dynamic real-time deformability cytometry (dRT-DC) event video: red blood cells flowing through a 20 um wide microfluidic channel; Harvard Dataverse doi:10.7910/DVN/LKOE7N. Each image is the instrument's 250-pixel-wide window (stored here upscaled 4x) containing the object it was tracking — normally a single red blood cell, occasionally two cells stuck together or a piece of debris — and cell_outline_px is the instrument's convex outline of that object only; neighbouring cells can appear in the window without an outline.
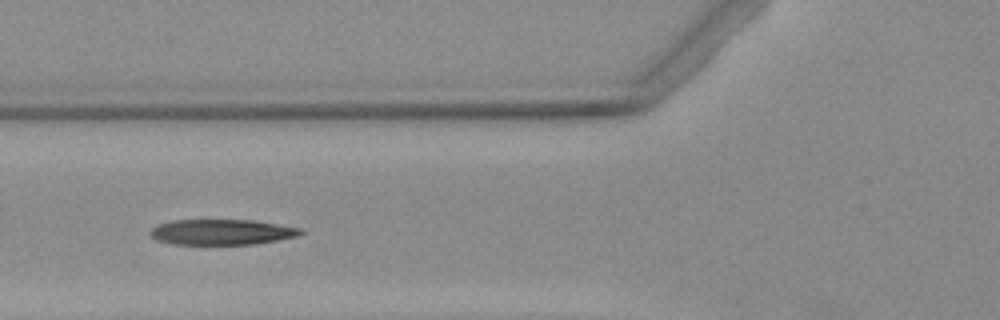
{"species": "Egyptian fruit bat (a non-hibernating species)", "species_latin": "Rousettus aegyptiacus", "temperature_condition": "warm", "stored_images_in_passage": 4, "camera_frame_rate_fps": 3000, "um_per_image_px": 0.085, "animal": {"sex": "female"}, "frame": {"image": 1, "passage_image": 3, "time_ms": 2.333, "image_size_px": [1000, 320], "cell_outline_px": [[304, 232], [300, 236], [252, 244], [172, 244], [156, 240], [148, 232], [152, 228], [160, 224], [172, 220], [252, 220], [300, 228]], "centroid_in_image_um": [18.83, 19.72], "position_along_channel_um": 107.0, "area_um2": 22.2}}
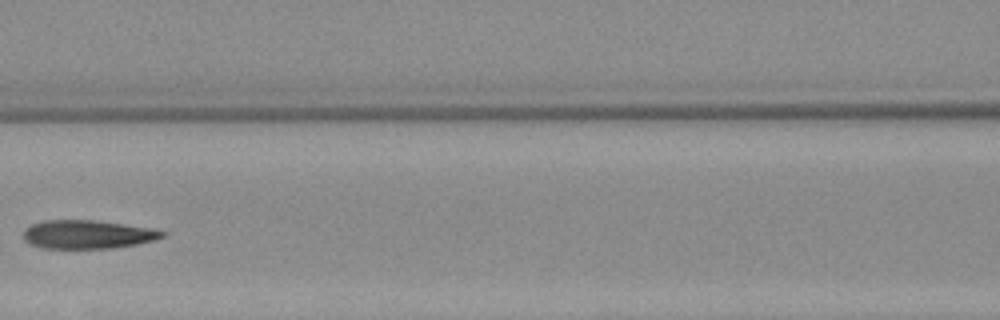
{"frame": {"image": 2, "passage_image": 4, "time_ms": 3.667, "image_size_px": [1000, 320], "cell_outline_px": [[168, 236], [136, 244], [112, 248], [40, 248], [28, 244], [24, 240], [24, 228], [32, 224], [44, 220], [92, 220], [124, 224], [152, 228], [168, 232]], "centroid_in_image_um": [7.44, 19.92], "position_along_channel_um": 159.2, "area_um2": 23.24}}